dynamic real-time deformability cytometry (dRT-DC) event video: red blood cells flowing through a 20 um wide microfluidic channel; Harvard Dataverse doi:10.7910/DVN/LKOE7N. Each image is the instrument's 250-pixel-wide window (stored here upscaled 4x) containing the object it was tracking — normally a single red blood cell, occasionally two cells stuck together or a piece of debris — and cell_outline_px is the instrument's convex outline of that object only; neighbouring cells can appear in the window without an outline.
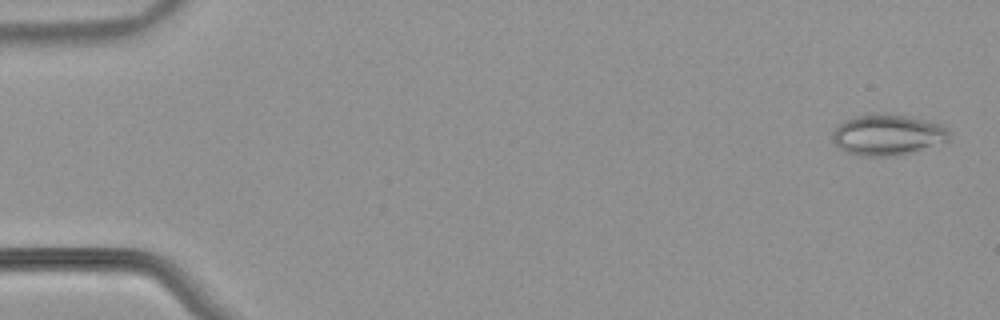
{"species": "common noctule bat (a hibernating species)", "species_latin": "Nyctalus noctula", "temperature_condition": "warm", "stored_images_in_passage": 54, "camera_frame_rate_fps": 3000, "um_per_image_px": 0.085, "animal": {"sex": "male", "body_mass_g": 21.5, "forearm_length_mm": 52.0}, "frame": {"image": 1, "passage_image": 2, "time_ms": 0.333, "image_size_px": [1000, 320], "cell_outline_px": [[952, 132], [948, 140], [900, 156], [856, 156], [844, 152], [832, 140], [832, 132], [844, 120], [852, 116], [880, 112], [884, 112], [932, 120], [948, 128]], "centroid_in_image_um": [75.44, 11.44], "position_along_channel_um": 9.6, "area_um2": 28.5}}
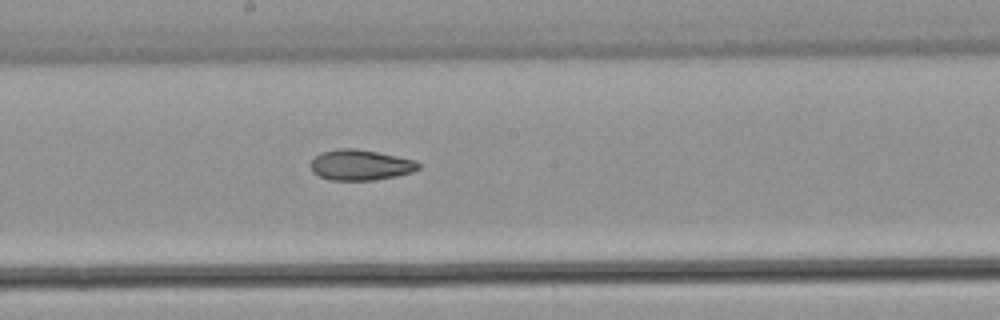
{"frame": {"image": 2, "passage_image": 30, "time_ms": 9.667, "image_size_px": [1000, 320], "cell_outline_px": [[420, 168], [412, 172], [396, 176], [372, 180], [328, 180], [312, 172], [312, 160], [320, 152], [336, 148], [356, 148], [416, 160], [420, 164]], "centroid_in_image_um": [30.63, 14.02], "position_along_channel_um": 217.6, "area_um2": 19.19}}
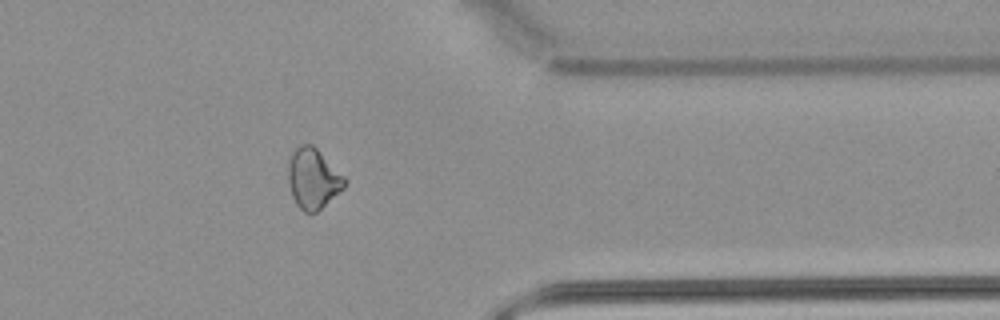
{"frame": {"image": 3, "passage_image": 44, "time_ms": 14.333, "image_size_px": [1000, 320], "cell_outline_px": [[348, 180], [344, 188], [316, 212], [304, 212], [296, 204], [292, 196], [288, 180], [288, 160], [292, 152], [300, 144], [312, 144]], "centroid_in_image_um": [26.6, 15.17], "position_along_channel_um": 384.8, "area_um2": 19.71}, "authors_computed_cell_mechanics": {"area_um2": 21.0103, "velocity_mm_per_s": 3.8352, "shape_relaxation_time_tau1_ms": null, "shape_relaxation_time_tau2_ms": 4.3523, "deformation_change_tau1": null, "deformation_change_tau2": 0.1009}}